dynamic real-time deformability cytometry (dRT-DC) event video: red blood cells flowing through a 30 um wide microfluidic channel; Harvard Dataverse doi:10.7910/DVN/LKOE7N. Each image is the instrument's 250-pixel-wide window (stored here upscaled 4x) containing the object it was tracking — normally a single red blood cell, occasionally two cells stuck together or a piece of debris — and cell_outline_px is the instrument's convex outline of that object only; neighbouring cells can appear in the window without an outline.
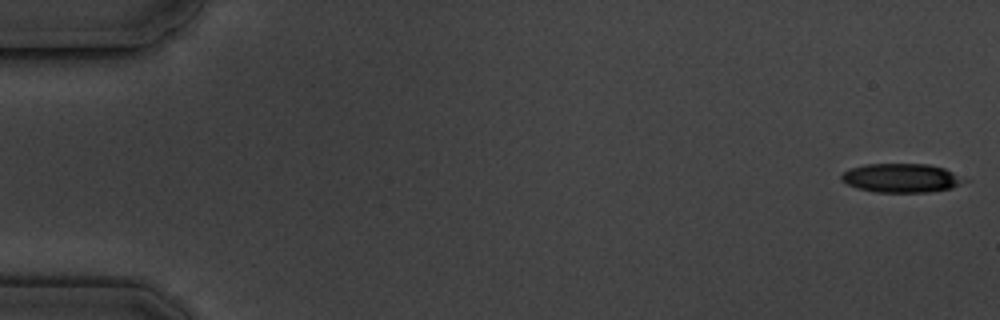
{"species": "common noctule bat (a hibernating species)", "species_latin": "Nyctalus noctula", "temperature_condition": "cold", "stored_images_in_passage": 4, "camera_frame_rate_fps": 3000, "um_per_image_px": 0.085, "animal": {"sex": "male", "body_mass_g": 19.5, "forearm_length_mm": 54.6}, "frame": {"image": 1, "passage_image": 1, "time_ms": 0.0, "image_size_px": [1000, 320], "cell_outline_px": [[972, 180], [952, 188], [928, 192], [876, 192], [856, 188], [840, 180], [840, 176], [848, 168], [864, 164], [928, 164], [944, 168]], "centroid_in_image_um": [76.65, 15.13], "position_along_channel_um": 8.4, "area_um2": 21.04}}